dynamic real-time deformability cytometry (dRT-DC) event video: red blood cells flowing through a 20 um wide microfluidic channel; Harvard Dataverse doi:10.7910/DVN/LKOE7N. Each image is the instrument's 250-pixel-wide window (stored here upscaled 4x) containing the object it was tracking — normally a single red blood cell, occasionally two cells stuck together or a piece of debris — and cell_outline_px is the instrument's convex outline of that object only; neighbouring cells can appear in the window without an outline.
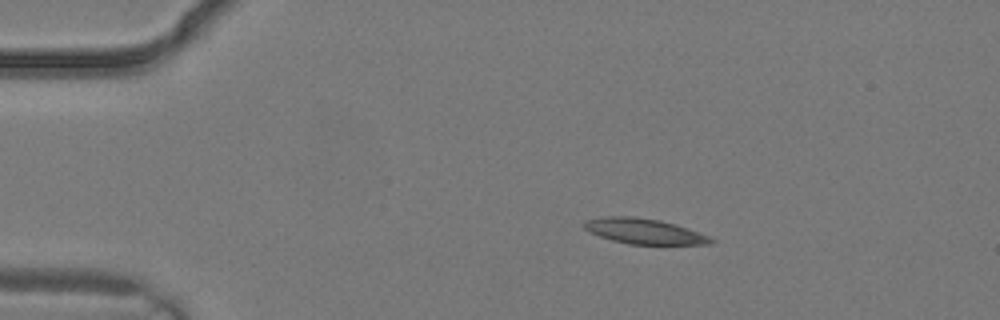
{"species": "common noctule bat (a hibernating species)", "species_latin": "Nyctalus noctula", "temperature_condition": "warm", "stored_images_in_passage": 1, "camera_frame_rate_fps": 3000, "um_per_image_px": 0.085, "animal": {"sex": "male", "body_mass_g": 19.2, "forearm_length_mm": 51.8}, "frame": {"image": 1, "passage_image": 1, "time_ms": 0.0, "image_size_px": [1000, 320], "cell_outline_px": [[716, 240], [712, 244], [628, 244], [612, 240], [600, 236], [584, 228], [580, 224], [584, 220], [604, 216], [632, 216], [660, 220], [676, 224], [688, 228], [708, 236]], "centroid_in_image_um": [54.73, 19.64], "position_along_channel_um": 30.3, "area_um2": 18.79}}